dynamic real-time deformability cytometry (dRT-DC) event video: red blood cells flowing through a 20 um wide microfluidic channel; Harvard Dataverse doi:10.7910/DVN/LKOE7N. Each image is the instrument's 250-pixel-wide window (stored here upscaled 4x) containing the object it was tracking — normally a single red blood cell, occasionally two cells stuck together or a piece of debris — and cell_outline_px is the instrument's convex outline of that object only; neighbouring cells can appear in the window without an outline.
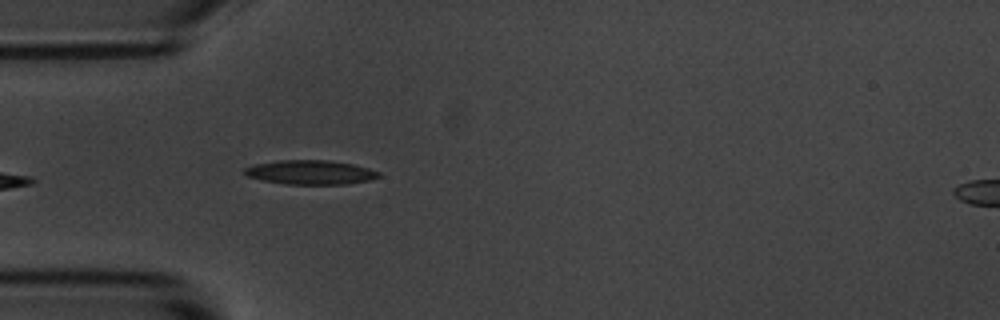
{"species": "common noctule bat (a hibernating species)", "species_latin": "Nyctalus noctula", "temperature_condition": "room temperature", "stored_images_in_passage": 40, "camera_frame_rate_fps": 3000, "um_per_image_px": 0.085, "animal": {"sex": "male", "body_mass_g": 20.1, "forearm_length_mm": 53.5}, "frame": {"image": 1, "passage_image": 2, "time_ms": 0.333, "image_size_px": [1000, 320], "cell_outline_px": [[380, 176], [368, 180], [348, 184], [284, 184], [264, 180], [248, 176], [244, 172], [244, 168], [252, 164], [280, 160], [328, 160], [352, 164], [368, 168], [380, 172]], "centroid_in_image_um": [26.37, 14.64], "position_along_channel_um": 58.6, "area_um2": 18.84}}
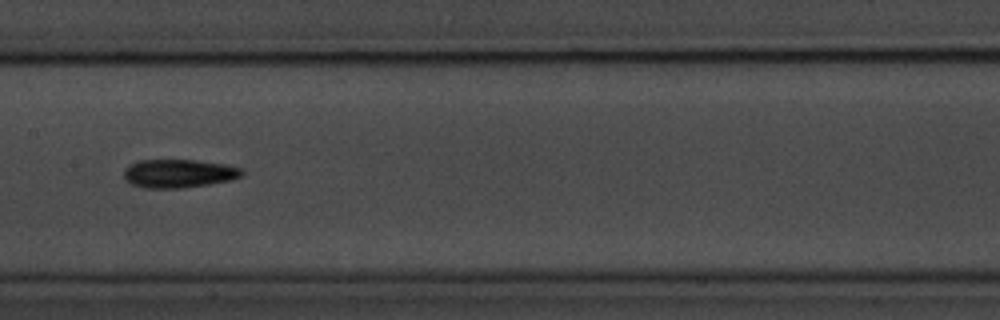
{"frame": {"image": 2, "passage_image": 13, "time_ms": 4.0, "image_size_px": [1000, 320], "cell_outline_px": [[244, 172], [240, 176], [228, 180], [208, 184], [180, 188], [144, 188], [132, 184], [124, 176], [124, 168], [128, 164], [140, 160], [196, 160], [224, 164], [244, 168]], "centroid_in_image_um": [15.17, 14.73], "position_along_channel_um": 192.2, "area_um2": 19.48}}
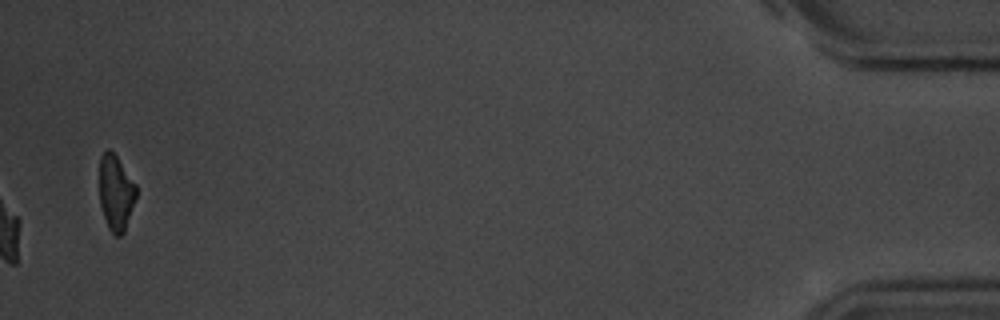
{"frame": {"image": 3, "passage_image": 39, "time_ms": 12.667, "image_size_px": [1000, 320], "cell_outline_px": [[136, 196], [124, 232], [120, 236], [116, 236], [108, 228], [100, 204], [100, 156], [108, 148], [116, 156], [136, 184]], "centroid_in_image_um": [9.84, 16.38], "position_along_channel_um": 425.4, "area_um2": 15.9}, "authors_computed_cell_mechanics": {"area_um2": 18.1492, "velocity_mm_per_s": 3.7049, "shape_relaxation_time_tau1_ms": 3.2134, "shape_relaxation_time_tau2_ms": null, "deformation_change_tau1": 0.1235, "deformation_change_tau2": null}}